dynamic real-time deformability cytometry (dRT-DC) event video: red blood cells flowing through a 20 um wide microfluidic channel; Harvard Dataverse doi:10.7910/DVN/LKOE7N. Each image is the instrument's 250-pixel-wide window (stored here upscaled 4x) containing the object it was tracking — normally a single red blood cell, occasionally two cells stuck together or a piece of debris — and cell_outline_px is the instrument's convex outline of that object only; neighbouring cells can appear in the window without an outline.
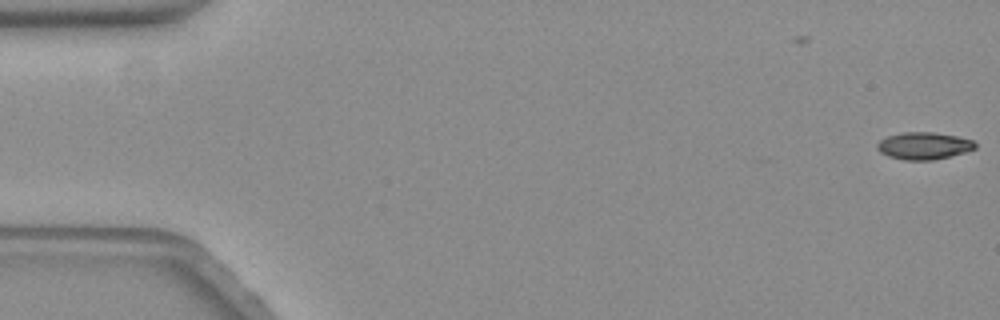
{"species": "common noctule bat (a hibernating species)", "species_latin": "Nyctalus noctula", "temperature_condition": "warm", "stored_images_in_passage": 3, "camera_frame_rate_fps": 3000, "um_per_image_px": 0.085, "animal": {"sex": "female", "body_mass_g": 19.3, "forearm_length_mm": 54.1}, "frame": {"image": 1, "passage_image": 3, "time_ms": 0.667, "image_size_px": [1000, 320], "cell_outline_px": [[976, 148], [964, 152], [932, 160], [904, 160], [888, 156], [880, 152], [876, 148], [876, 144], [880, 140], [888, 136], [904, 132], [932, 132], [956, 136], [972, 140], [976, 144]], "centroid_in_image_um": [78.49, 12.39], "position_along_channel_um": 6.5, "area_um2": 15.37}}